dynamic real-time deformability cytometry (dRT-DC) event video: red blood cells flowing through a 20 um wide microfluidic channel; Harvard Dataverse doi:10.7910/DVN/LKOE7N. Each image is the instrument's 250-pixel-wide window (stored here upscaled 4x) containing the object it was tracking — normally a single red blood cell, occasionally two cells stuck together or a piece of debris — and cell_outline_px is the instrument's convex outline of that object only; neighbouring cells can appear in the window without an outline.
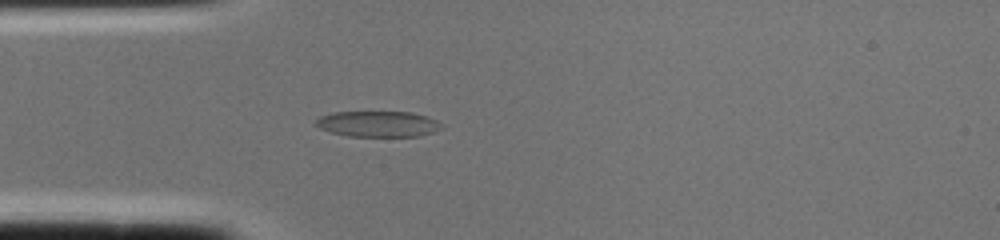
{"species": "common noctule bat (a hibernating species)", "species_latin": "Nyctalus noctula", "temperature_condition": "cold", "stored_images_in_passage": 1, "camera_frame_rate_fps": 3000, "um_per_image_px": 0.085, "animal": {"sex": "female", "body_mass_g": 22.0, "forearm_length_mm": 56.7}, "frame": {"image": 1, "passage_image": 1, "time_ms": 0.0, "image_size_px": [1000, 240], "cell_outline_px": [[444, 128], [420, 136], [348, 136], [332, 132], [320, 128], [312, 124], [320, 116], [332, 112], [412, 112], [436, 120], [444, 124]], "centroid_in_image_um": [32.13, 10.53], "position_along_channel_um": 52.9, "area_um2": 18.96}}